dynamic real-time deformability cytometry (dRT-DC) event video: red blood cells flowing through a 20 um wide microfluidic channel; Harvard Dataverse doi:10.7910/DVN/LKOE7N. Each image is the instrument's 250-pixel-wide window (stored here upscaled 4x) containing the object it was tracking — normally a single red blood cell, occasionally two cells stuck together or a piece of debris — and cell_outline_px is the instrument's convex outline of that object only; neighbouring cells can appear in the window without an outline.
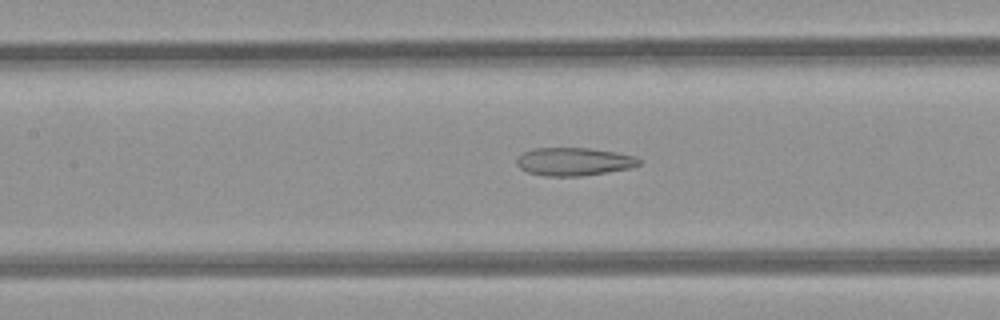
{"species": "common noctule bat (a hibernating species)", "species_latin": "Nyctalus noctula", "temperature_condition": "room temperature", "stored_images_in_passage": 50, "camera_frame_rate_fps": 3000, "um_per_image_px": 0.085, "animal": {"sex": "female", "body_mass_g": 21.9}, "frame": {"image": 1, "passage_image": 22, "time_ms": 7.0, "image_size_px": [1000, 320], "cell_outline_px": [[640, 164], [628, 168], [580, 176], [544, 176], [528, 172], [520, 168], [516, 164], [516, 160], [524, 152], [532, 148], [588, 148], [616, 152], [636, 156], [640, 160]], "centroid_in_image_um": [48.75, 13.73], "position_along_channel_um": 158.6, "area_um2": 19.83}}
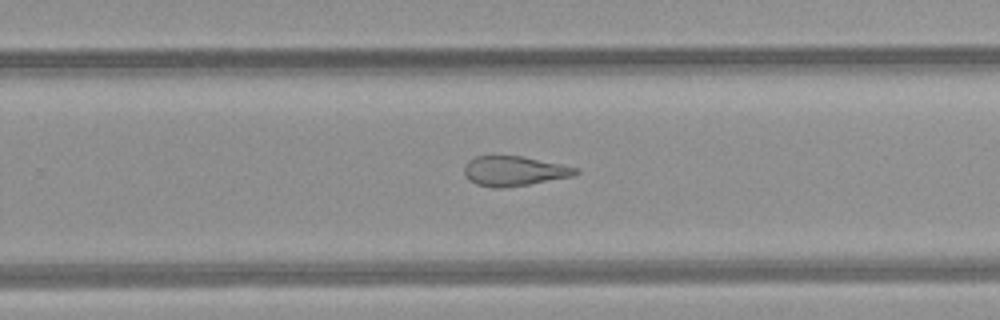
{"frame": {"image": 2, "passage_image": 31, "time_ms": 10.0, "image_size_px": [1000, 320], "cell_outline_px": [[580, 172], [572, 176], [528, 184], [500, 188], [496, 188], [476, 184], [464, 172], [464, 168], [468, 160], [476, 156], [524, 156], [580, 168]], "centroid_in_image_um": [43.74, 14.52], "position_along_channel_um": 286.1, "area_um2": 19.13}}
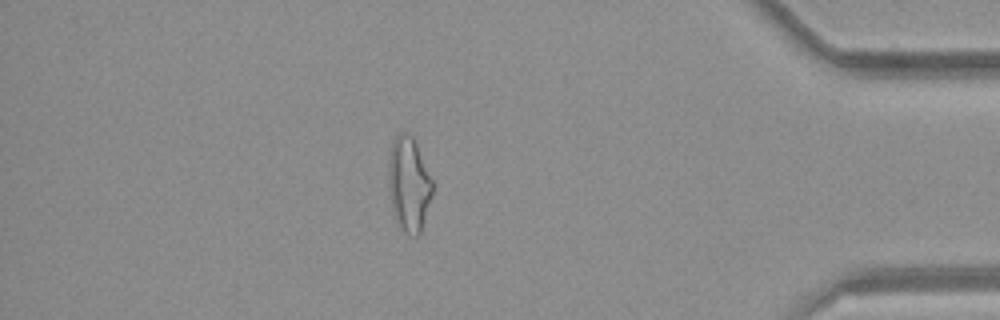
{"frame": {"image": 3, "passage_image": 42, "time_ms": 13.667, "image_size_px": [1000, 320], "cell_outline_px": [[432, 196], [420, 232], [416, 236], [400, 232], [396, 224], [392, 212], [388, 184], [388, 160], [392, 140], [400, 132], [408, 132], [416, 140], [432, 180]], "centroid_in_image_um": [34.72, 15.65], "position_along_channel_um": 400.5, "area_um2": 24.8}, "authors_computed_cell_mechanics": {"area_um2": 24.5939, "velocity_mm_per_s": 4.2668, "shape_relaxation_time_tau1_ms": null, "shape_relaxation_time_tau2_ms": 3.8783, "deformation_change_tau1": null, "deformation_change_tau2": 0.1644}}